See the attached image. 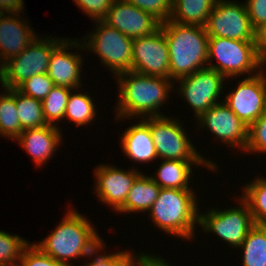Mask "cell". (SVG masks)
Segmentation results:
<instances>
[{
	"instance_id": "cell-22",
	"label": "cell",
	"mask_w": 266,
	"mask_h": 266,
	"mask_svg": "<svg viewBox=\"0 0 266 266\" xmlns=\"http://www.w3.org/2000/svg\"><path fill=\"white\" fill-rule=\"evenodd\" d=\"M160 187L146 174L142 173L134 182L124 205L117 211L119 213H144L149 211L158 198Z\"/></svg>"
},
{
	"instance_id": "cell-17",
	"label": "cell",
	"mask_w": 266,
	"mask_h": 266,
	"mask_svg": "<svg viewBox=\"0 0 266 266\" xmlns=\"http://www.w3.org/2000/svg\"><path fill=\"white\" fill-rule=\"evenodd\" d=\"M103 21L131 39L151 35L161 26L152 15L125 0H114Z\"/></svg>"
},
{
	"instance_id": "cell-12",
	"label": "cell",
	"mask_w": 266,
	"mask_h": 266,
	"mask_svg": "<svg viewBox=\"0 0 266 266\" xmlns=\"http://www.w3.org/2000/svg\"><path fill=\"white\" fill-rule=\"evenodd\" d=\"M244 78L222 101L249 127L266 111V72Z\"/></svg>"
},
{
	"instance_id": "cell-8",
	"label": "cell",
	"mask_w": 266,
	"mask_h": 266,
	"mask_svg": "<svg viewBox=\"0 0 266 266\" xmlns=\"http://www.w3.org/2000/svg\"><path fill=\"white\" fill-rule=\"evenodd\" d=\"M63 39L37 36L19 55L10 58L0 67L1 87L16 89L30 77L47 73L51 53Z\"/></svg>"
},
{
	"instance_id": "cell-9",
	"label": "cell",
	"mask_w": 266,
	"mask_h": 266,
	"mask_svg": "<svg viewBox=\"0 0 266 266\" xmlns=\"http://www.w3.org/2000/svg\"><path fill=\"white\" fill-rule=\"evenodd\" d=\"M238 198L239 206L223 208L222 211L214 207L207 209L205 213H199L198 224L202 231L212 234L214 232L234 249L242 245L247 233L255 225L248 204L240 195Z\"/></svg>"
},
{
	"instance_id": "cell-23",
	"label": "cell",
	"mask_w": 266,
	"mask_h": 266,
	"mask_svg": "<svg viewBox=\"0 0 266 266\" xmlns=\"http://www.w3.org/2000/svg\"><path fill=\"white\" fill-rule=\"evenodd\" d=\"M217 0H172L170 21L204 27Z\"/></svg>"
},
{
	"instance_id": "cell-13",
	"label": "cell",
	"mask_w": 266,
	"mask_h": 266,
	"mask_svg": "<svg viewBox=\"0 0 266 266\" xmlns=\"http://www.w3.org/2000/svg\"><path fill=\"white\" fill-rule=\"evenodd\" d=\"M131 71L170 79L169 48L162 27L132 41Z\"/></svg>"
},
{
	"instance_id": "cell-28",
	"label": "cell",
	"mask_w": 266,
	"mask_h": 266,
	"mask_svg": "<svg viewBox=\"0 0 266 266\" xmlns=\"http://www.w3.org/2000/svg\"><path fill=\"white\" fill-rule=\"evenodd\" d=\"M16 107L22 131L49 125L42 110L41 100L26 96L16 89Z\"/></svg>"
},
{
	"instance_id": "cell-18",
	"label": "cell",
	"mask_w": 266,
	"mask_h": 266,
	"mask_svg": "<svg viewBox=\"0 0 266 266\" xmlns=\"http://www.w3.org/2000/svg\"><path fill=\"white\" fill-rule=\"evenodd\" d=\"M20 15L19 12L0 14V67L19 55L38 36Z\"/></svg>"
},
{
	"instance_id": "cell-2",
	"label": "cell",
	"mask_w": 266,
	"mask_h": 266,
	"mask_svg": "<svg viewBox=\"0 0 266 266\" xmlns=\"http://www.w3.org/2000/svg\"><path fill=\"white\" fill-rule=\"evenodd\" d=\"M79 211L68 209L56 228L41 242L33 243L44 254L56 261L73 266L70 262L88 257L104 240L94 225Z\"/></svg>"
},
{
	"instance_id": "cell-26",
	"label": "cell",
	"mask_w": 266,
	"mask_h": 266,
	"mask_svg": "<svg viewBox=\"0 0 266 266\" xmlns=\"http://www.w3.org/2000/svg\"><path fill=\"white\" fill-rule=\"evenodd\" d=\"M75 89H72L68 102L66 105V110L64 114V119L74 122L76 126H86L94 122L98 110H95L96 105H94V100L87 92L74 93Z\"/></svg>"
},
{
	"instance_id": "cell-5",
	"label": "cell",
	"mask_w": 266,
	"mask_h": 266,
	"mask_svg": "<svg viewBox=\"0 0 266 266\" xmlns=\"http://www.w3.org/2000/svg\"><path fill=\"white\" fill-rule=\"evenodd\" d=\"M214 60L217 63L213 64ZM207 62V67L221 73L226 79L238 78L240 75L244 77L245 74L250 77L263 70V61L257 54L255 40L209 36Z\"/></svg>"
},
{
	"instance_id": "cell-25",
	"label": "cell",
	"mask_w": 266,
	"mask_h": 266,
	"mask_svg": "<svg viewBox=\"0 0 266 266\" xmlns=\"http://www.w3.org/2000/svg\"><path fill=\"white\" fill-rule=\"evenodd\" d=\"M238 249L243 251L242 266H266V226L255 224Z\"/></svg>"
},
{
	"instance_id": "cell-40",
	"label": "cell",
	"mask_w": 266,
	"mask_h": 266,
	"mask_svg": "<svg viewBox=\"0 0 266 266\" xmlns=\"http://www.w3.org/2000/svg\"><path fill=\"white\" fill-rule=\"evenodd\" d=\"M24 10V0H0V13H20Z\"/></svg>"
},
{
	"instance_id": "cell-39",
	"label": "cell",
	"mask_w": 266,
	"mask_h": 266,
	"mask_svg": "<svg viewBox=\"0 0 266 266\" xmlns=\"http://www.w3.org/2000/svg\"><path fill=\"white\" fill-rule=\"evenodd\" d=\"M255 47L259 58L266 59V22L255 29Z\"/></svg>"
},
{
	"instance_id": "cell-34",
	"label": "cell",
	"mask_w": 266,
	"mask_h": 266,
	"mask_svg": "<svg viewBox=\"0 0 266 266\" xmlns=\"http://www.w3.org/2000/svg\"><path fill=\"white\" fill-rule=\"evenodd\" d=\"M152 15L161 24L168 21L172 13V0H125Z\"/></svg>"
},
{
	"instance_id": "cell-33",
	"label": "cell",
	"mask_w": 266,
	"mask_h": 266,
	"mask_svg": "<svg viewBox=\"0 0 266 266\" xmlns=\"http://www.w3.org/2000/svg\"><path fill=\"white\" fill-rule=\"evenodd\" d=\"M266 153V111L248 127L245 153Z\"/></svg>"
},
{
	"instance_id": "cell-7",
	"label": "cell",
	"mask_w": 266,
	"mask_h": 266,
	"mask_svg": "<svg viewBox=\"0 0 266 266\" xmlns=\"http://www.w3.org/2000/svg\"><path fill=\"white\" fill-rule=\"evenodd\" d=\"M97 22V23H96ZM92 32L83 36L85 52H93L100 58L102 65L108 67L114 76L128 72L132 66V41L116 28L102 21H95ZM88 35V36H87Z\"/></svg>"
},
{
	"instance_id": "cell-24",
	"label": "cell",
	"mask_w": 266,
	"mask_h": 266,
	"mask_svg": "<svg viewBox=\"0 0 266 266\" xmlns=\"http://www.w3.org/2000/svg\"><path fill=\"white\" fill-rule=\"evenodd\" d=\"M0 94V137L12 142L21 134L22 127L16 107V89H7Z\"/></svg>"
},
{
	"instance_id": "cell-10",
	"label": "cell",
	"mask_w": 266,
	"mask_h": 266,
	"mask_svg": "<svg viewBox=\"0 0 266 266\" xmlns=\"http://www.w3.org/2000/svg\"><path fill=\"white\" fill-rule=\"evenodd\" d=\"M225 80L221 73L205 67L174 81V84L179 81V91L176 92L193 108L194 117L197 119L210 107L222 102L219 97L223 94L221 92L224 91Z\"/></svg>"
},
{
	"instance_id": "cell-20",
	"label": "cell",
	"mask_w": 266,
	"mask_h": 266,
	"mask_svg": "<svg viewBox=\"0 0 266 266\" xmlns=\"http://www.w3.org/2000/svg\"><path fill=\"white\" fill-rule=\"evenodd\" d=\"M123 155L138 163H149L158 158L150 133V117L128 127L120 139Z\"/></svg>"
},
{
	"instance_id": "cell-21",
	"label": "cell",
	"mask_w": 266,
	"mask_h": 266,
	"mask_svg": "<svg viewBox=\"0 0 266 266\" xmlns=\"http://www.w3.org/2000/svg\"><path fill=\"white\" fill-rule=\"evenodd\" d=\"M208 167L217 171L209 162H186L181 160H161L154 176H150L160 188L193 190L191 186L192 167ZM190 184V185H189ZM191 188H190V187Z\"/></svg>"
},
{
	"instance_id": "cell-16",
	"label": "cell",
	"mask_w": 266,
	"mask_h": 266,
	"mask_svg": "<svg viewBox=\"0 0 266 266\" xmlns=\"http://www.w3.org/2000/svg\"><path fill=\"white\" fill-rule=\"evenodd\" d=\"M64 38L52 51L48 65L47 75L52 79L55 86L79 89L82 87L81 73L83 72V56L77 51L69 52V49L83 50L81 40ZM72 47V48H71ZM74 53V54H73Z\"/></svg>"
},
{
	"instance_id": "cell-30",
	"label": "cell",
	"mask_w": 266,
	"mask_h": 266,
	"mask_svg": "<svg viewBox=\"0 0 266 266\" xmlns=\"http://www.w3.org/2000/svg\"><path fill=\"white\" fill-rule=\"evenodd\" d=\"M30 243L19 235L0 230V266H17Z\"/></svg>"
},
{
	"instance_id": "cell-27",
	"label": "cell",
	"mask_w": 266,
	"mask_h": 266,
	"mask_svg": "<svg viewBox=\"0 0 266 266\" xmlns=\"http://www.w3.org/2000/svg\"><path fill=\"white\" fill-rule=\"evenodd\" d=\"M261 176L245 184L240 197L248 204L254 223L266 226V178Z\"/></svg>"
},
{
	"instance_id": "cell-14",
	"label": "cell",
	"mask_w": 266,
	"mask_h": 266,
	"mask_svg": "<svg viewBox=\"0 0 266 266\" xmlns=\"http://www.w3.org/2000/svg\"><path fill=\"white\" fill-rule=\"evenodd\" d=\"M198 129L204 128L229 147L245 152L248 142V127L222 101L210 107L197 119Z\"/></svg>"
},
{
	"instance_id": "cell-31",
	"label": "cell",
	"mask_w": 266,
	"mask_h": 266,
	"mask_svg": "<svg viewBox=\"0 0 266 266\" xmlns=\"http://www.w3.org/2000/svg\"><path fill=\"white\" fill-rule=\"evenodd\" d=\"M105 243L104 241L96 247V249L89 254L91 262L86 263L85 265L81 266H130V262L132 257L134 256L129 249L126 251H117L116 253H109L103 255L101 251L105 250ZM101 252V254L99 253ZM96 255V256H95ZM92 256V258H91Z\"/></svg>"
},
{
	"instance_id": "cell-37",
	"label": "cell",
	"mask_w": 266,
	"mask_h": 266,
	"mask_svg": "<svg viewBox=\"0 0 266 266\" xmlns=\"http://www.w3.org/2000/svg\"><path fill=\"white\" fill-rule=\"evenodd\" d=\"M245 6L254 29L266 22V0H246Z\"/></svg>"
},
{
	"instance_id": "cell-6",
	"label": "cell",
	"mask_w": 266,
	"mask_h": 266,
	"mask_svg": "<svg viewBox=\"0 0 266 266\" xmlns=\"http://www.w3.org/2000/svg\"><path fill=\"white\" fill-rule=\"evenodd\" d=\"M150 133L155 144L158 160H181L186 162H209L219 170L215 162L198 152L190 141L184 125L178 117H150ZM206 158V159H205Z\"/></svg>"
},
{
	"instance_id": "cell-29",
	"label": "cell",
	"mask_w": 266,
	"mask_h": 266,
	"mask_svg": "<svg viewBox=\"0 0 266 266\" xmlns=\"http://www.w3.org/2000/svg\"><path fill=\"white\" fill-rule=\"evenodd\" d=\"M72 89L54 86L41 101L42 110L49 125L59 126L56 122L64 120L66 105ZM56 123V124H55Z\"/></svg>"
},
{
	"instance_id": "cell-15",
	"label": "cell",
	"mask_w": 266,
	"mask_h": 266,
	"mask_svg": "<svg viewBox=\"0 0 266 266\" xmlns=\"http://www.w3.org/2000/svg\"><path fill=\"white\" fill-rule=\"evenodd\" d=\"M123 170L116 165L101 164L94 170L95 192L98 200L117 212L125 202L135 180L142 174L137 167Z\"/></svg>"
},
{
	"instance_id": "cell-41",
	"label": "cell",
	"mask_w": 266,
	"mask_h": 266,
	"mask_svg": "<svg viewBox=\"0 0 266 266\" xmlns=\"http://www.w3.org/2000/svg\"><path fill=\"white\" fill-rule=\"evenodd\" d=\"M263 66H266V59L263 61ZM265 69H263V70H265L266 71V67H264Z\"/></svg>"
},
{
	"instance_id": "cell-11",
	"label": "cell",
	"mask_w": 266,
	"mask_h": 266,
	"mask_svg": "<svg viewBox=\"0 0 266 266\" xmlns=\"http://www.w3.org/2000/svg\"><path fill=\"white\" fill-rule=\"evenodd\" d=\"M208 36L234 40H255L245 3L217 0L204 26Z\"/></svg>"
},
{
	"instance_id": "cell-38",
	"label": "cell",
	"mask_w": 266,
	"mask_h": 266,
	"mask_svg": "<svg viewBox=\"0 0 266 266\" xmlns=\"http://www.w3.org/2000/svg\"><path fill=\"white\" fill-rule=\"evenodd\" d=\"M159 256V257H158ZM167 260L162 258V255H157L153 253L147 254L145 252H140L137 256H133L130 262V266H171Z\"/></svg>"
},
{
	"instance_id": "cell-35",
	"label": "cell",
	"mask_w": 266,
	"mask_h": 266,
	"mask_svg": "<svg viewBox=\"0 0 266 266\" xmlns=\"http://www.w3.org/2000/svg\"><path fill=\"white\" fill-rule=\"evenodd\" d=\"M17 266H68L44 254L33 242L22 253Z\"/></svg>"
},
{
	"instance_id": "cell-19",
	"label": "cell",
	"mask_w": 266,
	"mask_h": 266,
	"mask_svg": "<svg viewBox=\"0 0 266 266\" xmlns=\"http://www.w3.org/2000/svg\"><path fill=\"white\" fill-rule=\"evenodd\" d=\"M61 126L46 125L39 128L26 129L15 139L19 146L23 147L31 159L35 161V165L42 166L46 164L50 158L54 157V152L58 146L62 145L63 134Z\"/></svg>"
},
{
	"instance_id": "cell-1",
	"label": "cell",
	"mask_w": 266,
	"mask_h": 266,
	"mask_svg": "<svg viewBox=\"0 0 266 266\" xmlns=\"http://www.w3.org/2000/svg\"><path fill=\"white\" fill-rule=\"evenodd\" d=\"M115 77L119 86V98L115 104L116 108L114 107L116 122H121V119L166 116L160 110L174 90L171 79L144 75L131 70Z\"/></svg>"
},
{
	"instance_id": "cell-4",
	"label": "cell",
	"mask_w": 266,
	"mask_h": 266,
	"mask_svg": "<svg viewBox=\"0 0 266 266\" xmlns=\"http://www.w3.org/2000/svg\"><path fill=\"white\" fill-rule=\"evenodd\" d=\"M198 209L196 190L161 188L148 217L161 231L190 241L199 224Z\"/></svg>"
},
{
	"instance_id": "cell-32",
	"label": "cell",
	"mask_w": 266,
	"mask_h": 266,
	"mask_svg": "<svg viewBox=\"0 0 266 266\" xmlns=\"http://www.w3.org/2000/svg\"><path fill=\"white\" fill-rule=\"evenodd\" d=\"M54 86L52 79L47 73H43L30 77L16 89L26 96L42 101Z\"/></svg>"
},
{
	"instance_id": "cell-3",
	"label": "cell",
	"mask_w": 266,
	"mask_h": 266,
	"mask_svg": "<svg viewBox=\"0 0 266 266\" xmlns=\"http://www.w3.org/2000/svg\"><path fill=\"white\" fill-rule=\"evenodd\" d=\"M161 27L169 48L170 79L173 82L207 67L209 36L204 27L170 20Z\"/></svg>"
},
{
	"instance_id": "cell-36",
	"label": "cell",
	"mask_w": 266,
	"mask_h": 266,
	"mask_svg": "<svg viewBox=\"0 0 266 266\" xmlns=\"http://www.w3.org/2000/svg\"><path fill=\"white\" fill-rule=\"evenodd\" d=\"M78 8L92 18V21H102L112 6L114 0H72Z\"/></svg>"
}]
</instances>
